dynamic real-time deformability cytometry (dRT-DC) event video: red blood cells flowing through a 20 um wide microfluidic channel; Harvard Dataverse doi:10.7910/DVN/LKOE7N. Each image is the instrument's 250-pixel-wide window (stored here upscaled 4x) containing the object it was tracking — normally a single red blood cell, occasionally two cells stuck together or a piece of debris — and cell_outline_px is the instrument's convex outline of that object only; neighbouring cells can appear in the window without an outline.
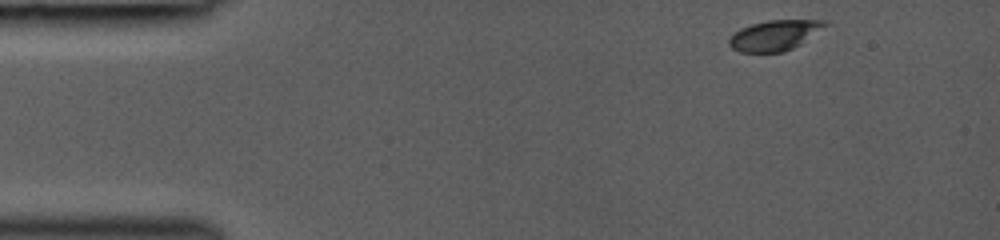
{"species": "common noctule bat (a hibernating species)", "species_latin": "Nyctalus noctula", "temperature_condition": "room temperature", "stored_images_in_passage": 11, "camera_frame_rate_fps": 3000, "um_per_image_px": 0.085, "animal": {"sex": "female", "body_mass_g": 19.0, "forearm_length_mm": 53.3}, "frame": {"image": 1, "passage_image": 1, "time_ms": 0.0, "image_size_px": [1000, 240], "cell_outline_px": [[828, 24], [800, 44], [784, 52], [740, 52], [732, 48], [728, 44], [728, 40], [740, 28], [752, 24], [768, 20], [824, 20]], "centroid_in_image_um": [65.82, 3.0], "position_along_channel_um": 19.2, "area_um2": 16.7}}
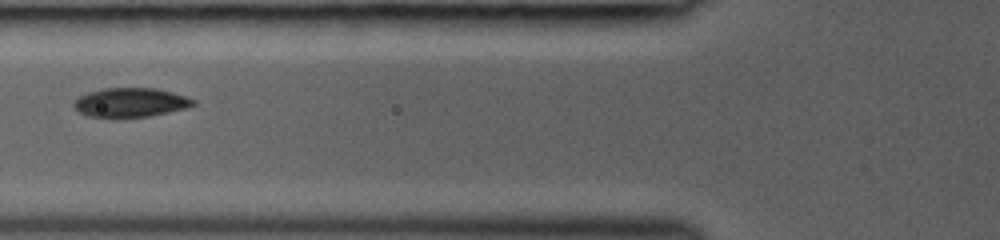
{"frame": {"image": 2, "passage_image": 7, "time_ms": 4.333, "image_size_px": [1000, 240], "cell_outline_px": [[196, 104], [188, 108], [148, 116], [124, 120], [116, 120], [88, 116], [80, 112], [72, 104], [80, 96], [88, 92], [104, 88], [156, 88], [172, 92], [196, 100]], "centroid_in_image_um": [11.09, 8.75], "position_along_channel_um": 114.7, "area_um2": 20.87}}
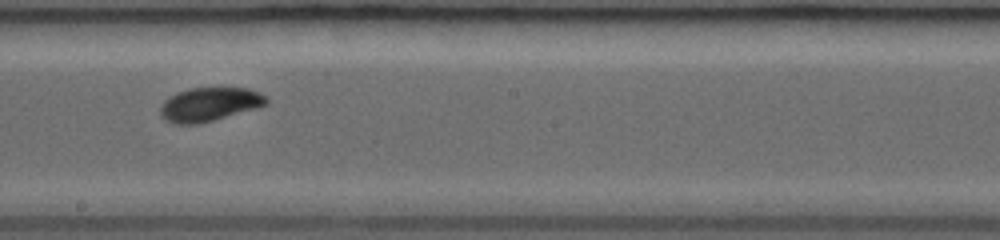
{"frame": {"image": 3, "passage_image": 10, "time_ms": 7.0, "image_size_px": [1000, 240], "cell_outline_px": [[268, 104], [256, 108], [200, 124], [176, 124], [164, 120], [160, 116], [160, 108], [164, 100], [188, 88], [248, 88], [260, 92], [268, 100]], "centroid_in_image_um": [17.8, 8.88], "position_along_channel_um": 230.4, "area_um2": 20.81}}